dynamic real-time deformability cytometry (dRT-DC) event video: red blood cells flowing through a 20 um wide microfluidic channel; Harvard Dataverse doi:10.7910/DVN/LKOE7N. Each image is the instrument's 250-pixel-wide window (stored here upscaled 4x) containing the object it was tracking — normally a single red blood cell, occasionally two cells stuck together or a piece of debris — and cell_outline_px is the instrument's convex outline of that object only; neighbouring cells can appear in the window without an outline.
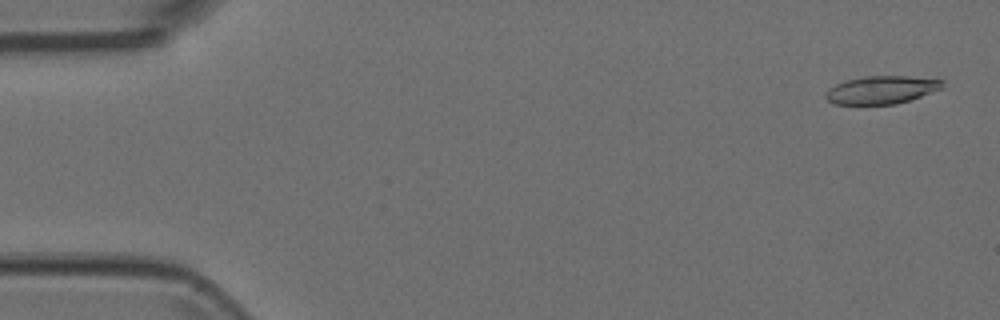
{"species": "Egyptian fruit bat (a non-hibernating species)", "species_latin": "Rousettus aegyptiacus", "temperature_condition": "room temperature", "stored_images_in_passage": 9, "camera_frame_rate_fps": 3000, "um_per_image_px": 0.085, "animal": {"sex": "female"}, "frame": {"image": 1, "passage_image": 2, "time_ms": 0.333, "image_size_px": [1000, 320], "cell_outline_px": [[944, 84], [940, 88], [920, 96], [896, 104], [832, 104], [824, 96], [828, 88], [836, 84], [848, 80], [864, 76], [908, 76], [944, 80]], "centroid_in_image_um": [74.88, 7.63], "position_along_channel_um": 10.1, "area_um2": 18.79}}